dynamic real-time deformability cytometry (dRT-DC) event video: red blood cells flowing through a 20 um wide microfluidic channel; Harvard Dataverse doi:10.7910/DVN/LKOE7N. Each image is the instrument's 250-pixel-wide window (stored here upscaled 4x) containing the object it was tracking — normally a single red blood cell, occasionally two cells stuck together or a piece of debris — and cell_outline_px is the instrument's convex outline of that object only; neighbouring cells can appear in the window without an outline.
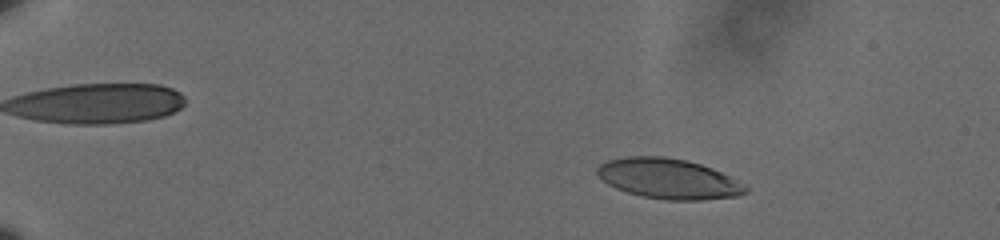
{"species": "human", "species_latin": "Homo sapiens", "temperature_condition": "cold", "stored_images_in_passage": 60, "camera_frame_rate_fps": 3000, "um_per_image_px": 0.085, "donor": {"sex": "male"}, "frame": {"image": 1, "passage_image": 11, "time_ms": 3.333, "image_size_px": [1000, 240], "cell_outline_px": [[748, 192], [736, 196], [704, 200], [664, 200], [640, 196], [616, 188], [608, 184], [596, 172], [596, 168], [600, 164], [608, 160], [624, 156], [664, 156], [684, 160], [700, 164], [712, 168], [736, 180], [748, 188]], "centroid_in_image_um": [56.8, 15.19], "position_along_channel_um": 28.2, "area_um2": 34.62}}
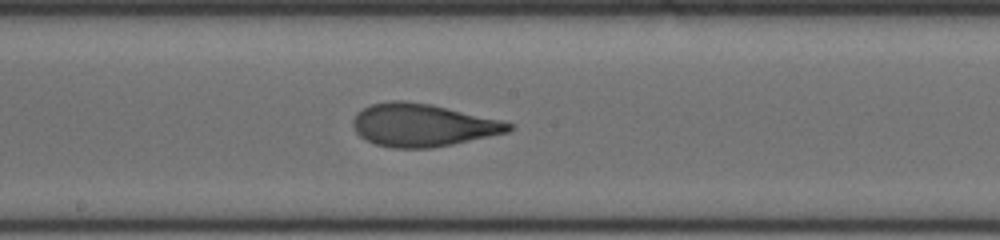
{"frame": {"image": 2, "passage_image": 36, "time_ms": 11.667, "image_size_px": [1000, 240], "cell_outline_px": [[516, 124], [508, 132], [452, 144], [432, 148], [392, 148], [376, 144], [360, 136], [356, 132], [352, 124], [352, 120], [356, 112], [372, 104], [392, 100], [404, 100], [432, 104], [500, 120]], "centroid_in_image_um": [35.9, 10.63], "position_along_channel_um": 212.3, "area_um2": 38.73}}
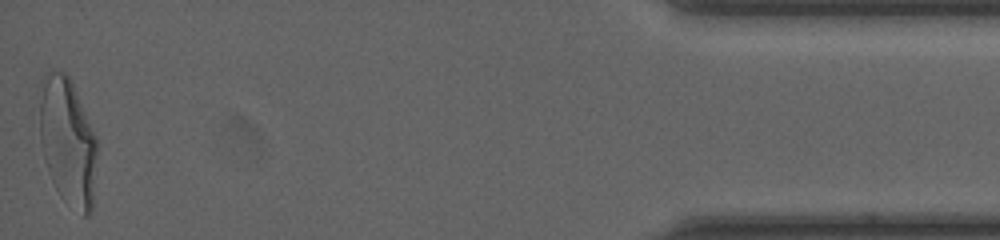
{"frame": {"image": 3, "passage_image": 60, "time_ms": 19.667, "image_size_px": [1000, 240], "cell_outline_px": [[96, 156], [92, 212], [88, 216], [84, 216], [64, 200], [60, 196], [48, 172], [44, 160], [40, 140], [40, 104], [44, 72], [48, 68], [64, 72], [72, 80], [96, 136]], "centroid_in_image_um": [5.75, 12.0], "position_along_channel_um": 429.4, "area_um2": 42.83}, "authors_computed_cell_mechanics": {"area_um2": 37.6567, "velocity_mm_per_s": 3.6015, "shape_relaxation_time_tau1_ms": 5.0045, "shape_relaxation_time_tau2_ms": 1.0901, "deformation_change_tau1": 0.2092, "deformation_change_tau2": 0.0824}}